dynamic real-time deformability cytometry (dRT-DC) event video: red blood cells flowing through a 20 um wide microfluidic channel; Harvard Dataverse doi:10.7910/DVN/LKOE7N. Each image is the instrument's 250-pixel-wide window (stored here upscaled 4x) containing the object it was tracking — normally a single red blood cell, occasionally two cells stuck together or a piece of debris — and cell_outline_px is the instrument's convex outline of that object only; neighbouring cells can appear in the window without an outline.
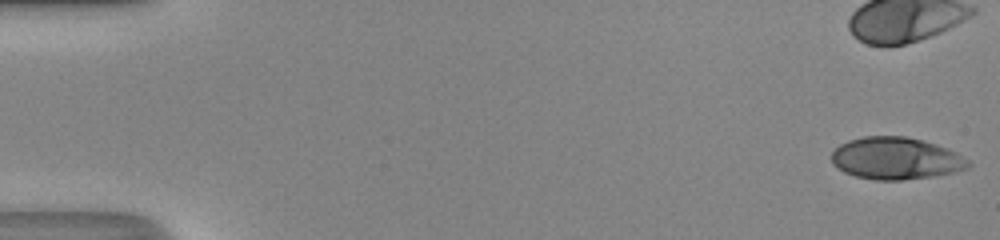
{"species": "human", "species_latin": "Homo sapiens", "temperature_condition": "room temperature", "stored_images_in_passage": 45, "camera_frame_rate_fps": 3000, "um_per_image_px": 0.085, "donor": {"sex": "male"}, "frame": {"image": 1, "passage_image": 1, "time_ms": 0.0, "image_size_px": [1000, 240], "cell_outline_px": [[972, 164], [968, 168], [952, 172], [932, 176], [900, 180], [876, 180], [856, 176], [844, 172], [832, 164], [832, 152], [840, 144], [848, 140], [864, 136], [904, 136], [924, 140], [936, 144], [956, 152], [968, 160]], "centroid_in_image_um": [76.14, 13.45], "position_along_channel_um": 8.9, "area_um2": 33.47}, "authors_computed_cell_mechanics": {"area_um2": 34.6222, "velocity_mm_per_s": 4.3602, "shape_relaxation_time_tau1_ms": 1.7923, "shape_relaxation_time_tau2_ms": 0.844, "deformation_change_tau1": 0.2642, "deformation_change_tau2": 0.0938}}